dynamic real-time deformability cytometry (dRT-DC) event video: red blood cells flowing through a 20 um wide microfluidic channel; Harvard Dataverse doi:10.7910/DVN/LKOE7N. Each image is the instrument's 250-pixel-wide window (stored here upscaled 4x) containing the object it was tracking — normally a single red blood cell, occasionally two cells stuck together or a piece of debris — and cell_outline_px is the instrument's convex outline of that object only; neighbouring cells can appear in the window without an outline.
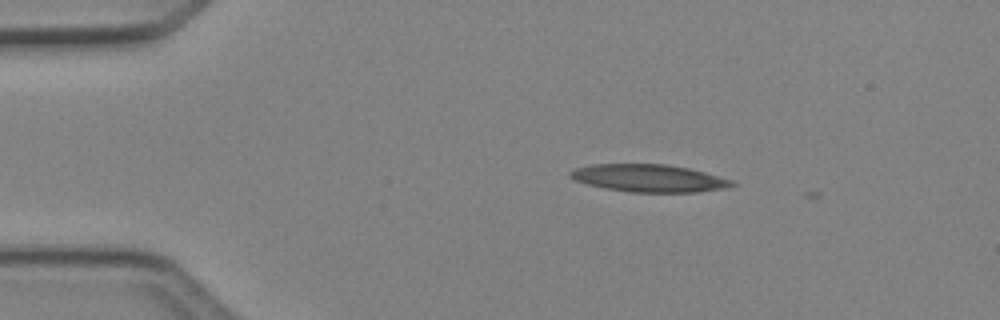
{"species": "Egyptian fruit bat (a non-hibernating species)", "species_latin": "Rousettus aegyptiacus", "temperature_condition": "cold", "stored_images_in_passage": 2, "camera_frame_rate_fps": 3000, "um_per_image_px": 0.085, "animal": {"sex": "female"}, "frame": {"image": 1, "passage_image": 1, "time_ms": 0.0, "image_size_px": [1000, 320], "cell_outline_px": [[736, 184], [728, 188], [696, 192], [628, 192], [604, 188], [588, 184], [576, 180], [568, 176], [568, 172], [576, 168], [592, 164], [668, 164], [688, 168], [704, 172], [732, 180]], "centroid_in_image_um": [55.15, 15.14], "position_along_channel_um": 29.8, "area_um2": 25.95}}